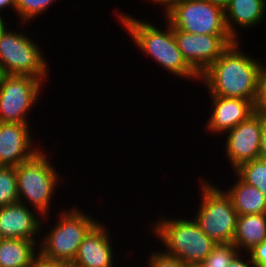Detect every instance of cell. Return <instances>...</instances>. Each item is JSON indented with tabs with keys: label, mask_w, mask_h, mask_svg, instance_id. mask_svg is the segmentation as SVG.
Segmentation results:
<instances>
[{
	"label": "cell",
	"mask_w": 266,
	"mask_h": 267,
	"mask_svg": "<svg viewBox=\"0 0 266 267\" xmlns=\"http://www.w3.org/2000/svg\"><path fill=\"white\" fill-rule=\"evenodd\" d=\"M224 12L229 33L236 41H241L237 29L259 26L266 17V0H230Z\"/></svg>",
	"instance_id": "obj_16"
},
{
	"label": "cell",
	"mask_w": 266,
	"mask_h": 267,
	"mask_svg": "<svg viewBox=\"0 0 266 267\" xmlns=\"http://www.w3.org/2000/svg\"><path fill=\"white\" fill-rule=\"evenodd\" d=\"M30 129L26 123L0 122V166L17 167L41 149Z\"/></svg>",
	"instance_id": "obj_13"
},
{
	"label": "cell",
	"mask_w": 266,
	"mask_h": 267,
	"mask_svg": "<svg viewBox=\"0 0 266 267\" xmlns=\"http://www.w3.org/2000/svg\"><path fill=\"white\" fill-rule=\"evenodd\" d=\"M19 202L15 167L0 166V207Z\"/></svg>",
	"instance_id": "obj_22"
},
{
	"label": "cell",
	"mask_w": 266,
	"mask_h": 267,
	"mask_svg": "<svg viewBox=\"0 0 266 267\" xmlns=\"http://www.w3.org/2000/svg\"><path fill=\"white\" fill-rule=\"evenodd\" d=\"M248 254L257 267H266V241L255 246Z\"/></svg>",
	"instance_id": "obj_26"
},
{
	"label": "cell",
	"mask_w": 266,
	"mask_h": 267,
	"mask_svg": "<svg viewBox=\"0 0 266 267\" xmlns=\"http://www.w3.org/2000/svg\"><path fill=\"white\" fill-rule=\"evenodd\" d=\"M254 112H266V64H264L260 70L258 81H257V90L256 96L253 102Z\"/></svg>",
	"instance_id": "obj_25"
},
{
	"label": "cell",
	"mask_w": 266,
	"mask_h": 267,
	"mask_svg": "<svg viewBox=\"0 0 266 267\" xmlns=\"http://www.w3.org/2000/svg\"><path fill=\"white\" fill-rule=\"evenodd\" d=\"M4 20H5V17L0 15V34L6 27H11L7 25L9 22H5Z\"/></svg>",
	"instance_id": "obj_32"
},
{
	"label": "cell",
	"mask_w": 266,
	"mask_h": 267,
	"mask_svg": "<svg viewBox=\"0 0 266 267\" xmlns=\"http://www.w3.org/2000/svg\"><path fill=\"white\" fill-rule=\"evenodd\" d=\"M98 222L78 248L71 267H114L113 241L108 226Z\"/></svg>",
	"instance_id": "obj_14"
},
{
	"label": "cell",
	"mask_w": 266,
	"mask_h": 267,
	"mask_svg": "<svg viewBox=\"0 0 266 267\" xmlns=\"http://www.w3.org/2000/svg\"><path fill=\"white\" fill-rule=\"evenodd\" d=\"M164 9L165 20L173 29L200 35H231L224 9L206 0H149Z\"/></svg>",
	"instance_id": "obj_6"
},
{
	"label": "cell",
	"mask_w": 266,
	"mask_h": 267,
	"mask_svg": "<svg viewBox=\"0 0 266 267\" xmlns=\"http://www.w3.org/2000/svg\"><path fill=\"white\" fill-rule=\"evenodd\" d=\"M206 1L210 2L211 4L220 6L223 9H225L230 2V0H206Z\"/></svg>",
	"instance_id": "obj_31"
},
{
	"label": "cell",
	"mask_w": 266,
	"mask_h": 267,
	"mask_svg": "<svg viewBox=\"0 0 266 267\" xmlns=\"http://www.w3.org/2000/svg\"><path fill=\"white\" fill-rule=\"evenodd\" d=\"M266 241V213L237 216L233 244L239 253H248Z\"/></svg>",
	"instance_id": "obj_17"
},
{
	"label": "cell",
	"mask_w": 266,
	"mask_h": 267,
	"mask_svg": "<svg viewBox=\"0 0 266 267\" xmlns=\"http://www.w3.org/2000/svg\"><path fill=\"white\" fill-rule=\"evenodd\" d=\"M7 27L0 34V74L27 75L48 81L51 72L41 45ZM48 64V65H47Z\"/></svg>",
	"instance_id": "obj_8"
},
{
	"label": "cell",
	"mask_w": 266,
	"mask_h": 267,
	"mask_svg": "<svg viewBox=\"0 0 266 267\" xmlns=\"http://www.w3.org/2000/svg\"><path fill=\"white\" fill-rule=\"evenodd\" d=\"M234 176L237 182L224 190L231 198L237 215L266 213V197L261 190L246 184L236 174Z\"/></svg>",
	"instance_id": "obj_19"
},
{
	"label": "cell",
	"mask_w": 266,
	"mask_h": 267,
	"mask_svg": "<svg viewBox=\"0 0 266 267\" xmlns=\"http://www.w3.org/2000/svg\"><path fill=\"white\" fill-rule=\"evenodd\" d=\"M44 152L42 149L37 151L30 159L15 167V172L19 202L47 216L49 212L51 215V200L56 196L54 192L61 182V176L52 166L49 154Z\"/></svg>",
	"instance_id": "obj_5"
},
{
	"label": "cell",
	"mask_w": 266,
	"mask_h": 267,
	"mask_svg": "<svg viewBox=\"0 0 266 267\" xmlns=\"http://www.w3.org/2000/svg\"><path fill=\"white\" fill-rule=\"evenodd\" d=\"M240 41L232 43L200 76L207 92L254 102L263 61L242 51Z\"/></svg>",
	"instance_id": "obj_1"
},
{
	"label": "cell",
	"mask_w": 266,
	"mask_h": 267,
	"mask_svg": "<svg viewBox=\"0 0 266 267\" xmlns=\"http://www.w3.org/2000/svg\"><path fill=\"white\" fill-rule=\"evenodd\" d=\"M211 101L210 118L205 129L212 135H223L228 130L236 127L254 113L253 102L241 98L220 97L209 94ZM211 96V97H210Z\"/></svg>",
	"instance_id": "obj_15"
},
{
	"label": "cell",
	"mask_w": 266,
	"mask_h": 267,
	"mask_svg": "<svg viewBox=\"0 0 266 267\" xmlns=\"http://www.w3.org/2000/svg\"><path fill=\"white\" fill-rule=\"evenodd\" d=\"M247 255V256H246ZM227 267H257L248 253H238Z\"/></svg>",
	"instance_id": "obj_28"
},
{
	"label": "cell",
	"mask_w": 266,
	"mask_h": 267,
	"mask_svg": "<svg viewBox=\"0 0 266 267\" xmlns=\"http://www.w3.org/2000/svg\"><path fill=\"white\" fill-rule=\"evenodd\" d=\"M37 248L34 240L3 238L0 242V267H32L39 259Z\"/></svg>",
	"instance_id": "obj_18"
},
{
	"label": "cell",
	"mask_w": 266,
	"mask_h": 267,
	"mask_svg": "<svg viewBox=\"0 0 266 267\" xmlns=\"http://www.w3.org/2000/svg\"><path fill=\"white\" fill-rule=\"evenodd\" d=\"M238 253L233 243L216 244L198 267H227Z\"/></svg>",
	"instance_id": "obj_23"
},
{
	"label": "cell",
	"mask_w": 266,
	"mask_h": 267,
	"mask_svg": "<svg viewBox=\"0 0 266 267\" xmlns=\"http://www.w3.org/2000/svg\"><path fill=\"white\" fill-rule=\"evenodd\" d=\"M154 222L150 226L152 234L156 235L158 242L163 243V251L167 255L178 257L189 267H198L216 245L194 218L190 220L185 216L184 219H177L159 215Z\"/></svg>",
	"instance_id": "obj_4"
},
{
	"label": "cell",
	"mask_w": 266,
	"mask_h": 267,
	"mask_svg": "<svg viewBox=\"0 0 266 267\" xmlns=\"http://www.w3.org/2000/svg\"><path fill=\"white\" fill-rule=\"evenodd\" d=\"M234 173L246 184L261 190L266 197V161L257 158L245 162L236 168Z\"/></svg>",
	"instance_id": "obj_20"
},
{
	"label": "cell",
	"mask_w": 266,
	"mask_h": 267,
	"mask_svg": "<svg viewBox=\"0 0 266 267\" xmlns=\"http://www.w3.org/2000/svg\"><path fill=\"white\" fill-rule=\"evenodd\" d=\"M80 209L74 206L58 211L59 217H56L55 225L41 234L38 245L40 260L68 265L73 263L82 241L99 222L97 218L94 219L92 215Z\"/></svg>",
	"instance_id": "obj_3"
},
{
	"label": "cell",
	"mask_w": 266,
	"mask_h": 267,
	"mask_svg": "<svg viewBox=\"0 0 266 267\" xmlns=\"http://www.w3.org/2000/svg\"><path fill=\"white\" fill-rule=\"evenodd\" d=\"M260 126H261V138H260V151L258 158L266 161V112L260 113Z\"/></svg>",
	"instance_id": "obj_27"
},
{
	"label": "cell",
	"mask_w": 266,
	"mask_h": 267,
	"mask_svg": "<svg viewBox=\"0 0 266 267\" xmlns=\"http://www.w3.org/2000/svg\"><path fill=\"white\" fill-rule=\"evenodd\" d=\"M223 135H226L224 156L233 171L241 164L257 159L261 138L260 113L254 112Z\"/></svg>",
	"instance_id": "obj_11"
},
{
	"label": "cell",
	"mask_w": 266,
	"mask_h": 267,
	"mask_svg": "<svg viewBox=\"0 0 266 267\" xmlns=\"http://www.w3.org/2000/svg\"><path fill=\"white\" fill-rule=\"evenodd\" d=\"M183 58L199 75L236 40L231 35H200L173 29Z\"/></svg>",
	"instance_id": "obj_10"
},
{
	"label": "cell",
	"mask_w": 266,
	"mask_h": 267,
	"mask_svg": "<svg viewBox=\"0 0 266 267\" xmlns=\"http://www.w3.org/2000/svg\"><path fill=\"white\" fill-rule=\"evenodd\" d=\"M147 257V267H189L178 257L167 255L163 250L153 251Z\"/></svg>",
	"instance_id": "obj_24"
},
{
	"label": "cell",
	"mask_w": 266,
	"mask_h": 267,
	"mask_svg": "<svg viewBox=\"0 0 266 267\" xmlns=\"http://www.w3.org/2000/svg\"><path fill=\"white\" fill-rule=\"evenodd\" d=\"M32 267H71L68 264L48 263L38 259Z\"/></svg>",
	"instance_id": "obj_30"
},
{
	"label": "cell",
	"mask_w": 266,
	"mask_h": 267,
	"mask_svg": "<svg viewBox=\"0 0 266 267\" xmlns=\"http://www.w3.org/2000/svg\"><path fill=\"white\" fill-rule=\"evenodd\" d=\"M16 0H0V15H4L3 11L7 9H12L15 12Z\"/></svg>",
	"instance_id": "obj_29"
},
{
	"label": "cell",
	"mask_w": 266,
	"mask_h": 267,
	"mask_svg": "<svg viewBox=\"0 0 266 267\" xmlns=\"http://www.w3.org/2000/svg\"><path fill=\"white\" fill-rule=\"evenodd\" d=\"M208 181H199L200 204L192 217L214 243H232L238 216L233 202L225 190Z\"/></svg>",
	"instance_id": "obj_7"
},
{
	"label": "cell",
	"mask_w": 266,
	"mask_h": 267,
	"mask_svg": "<svg viewBox=\"0 0 266 267\" xmlns=\"http://www.w3.org/2000/svg\"><path fill=\"white\" fill-rule=\"evenodd\" d=\"M117 11V21L126 30L128 37L146 57H151L171 75L180 79L200 80V76L189 66L183 58L175 39L172 26L165 20L166 29H160L156 23L140 20L126 12ZM126 13V14H125Z\"/></svg>",
	"instance_id": "obj_2"
},
{
	"label": "cell",
	"mask_w": 266,
	"mask_h": 267,
	"mask_svg": "<svg viewBox=\"0 0 266 267\" xmlns=\"http://www.w3.org/2000/svg\"><path fill=\"white\" fill-rule=\"evenodd\" d=\"M58 0H16L15 5V17L18 16V23L29 25L30 22L34 21L37 16L43 15L47 12V9ZM32 20V21H31Z\"/></svg>",
	"instance_id": "obj_21"
},
{
	"label": "cell",
	"mask_w": 266,
	"mask_h": 267,
	"mask_svg": "<svg viewBox=\"0 0 266 267\" xmlns=\"http://www.w3.org/2000/svg\"><path fill=\"white\" fill-rule=\"evenodd\" d=\"M48 218L50 215L43 216L37 210L20 202L1 206L0 235L2 238L34 240L39 245L40 234Z\"/></svg>",
	"instance_id": "obj_12"
},
{
	"label": "cell",
	"mask_w": 266,
	"mask_h": 267,
	"mask_svg": "<svg viewBox=\"0 0 266 267\" xmlns=\"http://www.w3.org/2000/svg\"><path fill=\"white\" fill-rule=\"evenodd\" d=\"M42 86L36 77L0 74V122L29 124L28 114L40 100Z\"/></svg>",
	"instance_id": "obj_9"
}]
</instances>
